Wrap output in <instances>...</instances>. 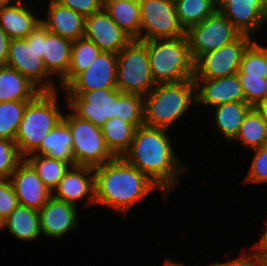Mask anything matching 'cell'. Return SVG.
Segmentation results:
<instances>
[{"instance_id": "obj_1", "label": "cell", "mask_w": 267, "mask_h": 266, "mask_svg": "<svg viewBox=\"0 0 267 266\" xmlns=\"http://www.w3.org/2000/svg\"><path fill=\"white\" fill-rule=\"evenodd\" d=\"M167 131L145 124L137 127L130 148L122 156L162 189L164 199L187 170L176 157Z\"/></svg>"}, {"instance_id": "obj_2", "label": "cell", "mask_w": 267, "mask_h": 266, "mask_svg": "<svg viewBox=\"0 0 267 266\" xmlns=\"http://www.w3.org/2000/svg\"><path fill=\"white\" fill-rule=\"evenodd\" d=\"M95 205H104L126 215L155 190L162 189L123 157L94 168Z\"/></svg>"}, {"instance_id": "obj_3", "label": "cell", "mask_w": 267, "mask_h": 266, "mask_svg": "<svg viewBox=\"0 0 267 266\" xmlns=\"http://www.w3.org/2000/svg\"><path fill=\"white\" fill-rule=\"evenodd\" d=\"M58 93L40 92L27 104L14 139L23 158L33 154L48 133L63 120L64 114L58 109Z\"/></svg>"}, {"instance_id": "obj_4", "label": "cell", "mask_w": 267, "mask_h": 266, "mask_svg": "<svg viewBox=\"0 0 267 266\" xmlns=\"http://www.w3.org/2000/svg\"><path fill=\"white\" fill-rule=\"evenodd\" d=\"M192 103H196L194 79L156 84L154 89L144 96V124L168 129L187 113Z\"/></svg>"}, {"instance_id": "obj_5", "label": "cell", "mask_w": 267, "mask_h": 266, "mask_svg": "<svg viewBox=\"0 0 267 266\" xmlns=\"http://www.w3.org/2000/svg\"><path fill=\"white\" fill-rule=\"evenodd\" d=\"M156 84L177 83L194 79V61L187 36L143 41Z\"/></svg>"}, {"instance_id": "obj_6", "label": "cell", "mask_w": 267, "mask_h": 266, "mask_svg": "<svg viewBox=\"0 0 267 266\" xmlns=\"http://www.w3.org/2000/svg\"><path fill=\"white\" fill-rule=\"evenodd\" d=\"M116 86L123 93L148 95L156 86L143 41L132 40L117 54Z\"/></svg>"}, {"instance_id": "obj_7", "label": "cell", "mask_w": 267, "mask_h": 266, "mask_svg": "<svg viewBox=\"0 0 267 266\" xmlns=\"http://www.w3.org/2000/svg\"><path fill=\"white\" fill-rule=\"evenodd\" d=\"M63 121L71 131L74 165L95 168L115 158L105 143L100 127L78 117L71 110L63 115Z\"/></svg>"}, {"instance_id": "obj_8", "label": "cell", "mask_w": 267, "mask_h": 266, "mask_svg": "<svg viewBox=\"0 0 267 266\" xmlns=\"http://www.w3.org/2000/svg\"><path fill=\"white\" fill-rule=\"evenodd\" d=\"M139 41L172 39L186 35L178 21L174 0H140Z\"/></svg>"}, {"instance_id": "obj_9", "label": "cell", "mask_w": 267, "mask_h": 266, "mask_svg": "<svg viewBox=\"0 0 267 266\" xmlns=\"http://www.w3.org/2000/svg\"><path fill=\"white\" fill-rule=\"evenodd\" d=\"M240 35L234 25L218 10L186 31L194 63L202 55L235 41Z\"/></svg>"}, {"instance_id": "obj_10", "label": "cell", "mask_w": 267, "mask_h": 266, "mask_svg": "<svg viewBox=\"0 0 267 266\" xmlns=\"http://www.w3.org/2000/svg\"><path fill=\"white\" fill-rule=\"evenodd\" d=\"M241 34L235 41L202 55L194 63V79H217L238 73L242 57L253 42Z\"/></svg>"}, {"instance_id": "obj_11", "label": "cell", "mask_w": 267, "mask_h": 266, "mask_svg": "<svg viewBox=\"0 0 267 266\" xmlns=\"http://www.w3.org/2000/svg\"><path fill=\"white\" fill-rule=\"evenodd\" d=\"M68 108L78 117L102 127L108 119L118 117V89L105 88L89 92H67Z\"/></svg>"}, {"instance_id": "obj_12", "label": "cell", "mask_w": 267, "mask_h": 266, "mask_svg": "<svg viewBox=\"0 0 267 266\" xmlns=\"http://www.w3.org/2000/svg\"><path fill=\"white\" fill-rule=\"evenodd\" d=\"M6 66L19 71L41 92L57 91L43 60L25 38L11 39Z\"/></svg>"}, {"instance_id": "obj_13", "label": "cell", "mask_w": 267, "mask_h": 266, "mask_svg": "<svg viewBox=\"0 0 267 266\" xmlns=\"http://www.w3.org/2000/svg\"><path fill=\"white\" fill-rule=\"evenodd\" d=\"M117 54L100 52L89 67L79 73L63 90L89 92L116 86Z\"/></svg>"}, {"instance_id": "obj_14", "label": "cell", "mask_w": 267, "mask_h": 266, "mask_svg": "<svg viewBox=\"0 0 267 266\" xmlns=\"http://www.w3.org/2000/svg\"><path fill=\"white\" fill-rule=\"evenodd\" d=\"M83 37L95 43L101 52L116 54L132 41L104 8L85 18Z\"/></svg>"}, {"instance_id": "obj_15", "label": "cell", "mask_w": 267, "mask_h": 266, "mask_svg": "<svg viewBox=\"0 0 267 266\" xmlns=\"http://www.w3.org/2000/svg\"><path fill=\"white\" fill-rule=\"evenodd\" d=\"M220 11L241 33L253 36L267 20V0H217Z\"/></svg>"}, {"instance_id": "obj_16", "label": "cell", "mask_w": 267, "mask_h": 266, "mask_svg": "<svg viewBox=\"0 0 267 266\" xmlns=\"http://www.w3.org/2000/svg\"><path fill=\"white\" fill-rule=\"evenodd\" d=\"M52 196L75 206L78 200L87 198L84 207L95 205L94 168L81 165L70 166Z\"/></svg>"}, {"instance_id": "obj_17", "label": "cell", "mask_w": 267, "mask_h": 266, "mask_svg": "<svg viewBox=\"0 0 267 266\" xmlns=\"http://www.w3.org/2000/svg\"><path fill=\"white\" fill-rule=\"evenodd\" d=\"M10 181L19 204L26 207L39 211L52 197V192L25 158L13 171Z\"/></svg>"}, {"instance_id": "obj_18", "label": "cell", "mask_w": 267, "mask_h": 266, "mask_svg": "<svg viewBox=\"0 0 267 266\" xmlns=\"http://www.w3.org/2000/svg\"><path fill=\"white\" fill-rule=\"evenodd\" d=\"M196 105L216 107L221 104L245 101V94L238 74L217 79H194ZM201 84H203L201 88Z\"/></svg>"}, {"instance_id": "obj_19", "label": "cell", "mask_w": 267, "mask_h": 266, "mask_svg": "<svg viewBox=\"0 0 267 266\" xmlns=\"http://www.w3.org/2000/svg\"><path fill=\"white\" fill-rule=\"evenodd\" d=\"M76 206L55 199L53 196L39 210L41 234L60 238L77 227Z\"/></svg>"}, {"instance_id": "obj_20", "label": "cell", "mask_w": 267, "mask_h": 266, "mask_svg": "<svg viewBox=\"0 0 267 266\" xmlns=\"http://www.w3.org/2000/svg\"><path fill=\"white\" fill-rule=\"evenodd\" d=\"M49 1L47 17L41 19L47 30L71 41L83 38L85 18L56 0Z\"/></svg>"}, {"instance_id": "obj_21", "label": "cell", "mask_w": 267, "mask_h": 266, "mask_svg": "<svg viewBox=\"0 0 267 266\" xmlns=\"http://www.w3.org/2000/svg\"><path fill=\"white\" fill-rule=\"evenodd\" d=\"M27 7L23 0H11L0 7V27L10 39L27 37L41 23Z\"/></svg>"}, {"instance_id": "obj_22", "label": "cell", "mask_w": 267, "mask_h": 266, "mask_svg": "<svg viewBox=\"0 0 267 266\" xmlns=\"http://www.w3.org/2000/svg\"><path fill=\"white\" fill-rule=\"evenodd\" d=\"M73 41L51 33L43 25V63L50 75H60V81L67 75L71 61Z\"/></svg>"}, {"instance_id": "obj_23", "label": "cell", "mask_w": 267, "mask_h": 266, "mask_svg": "<svg viewBox=\"0 0 267 266\" xmlns=\"http://www.w3.org/2000/svg\"><path fill=\"white\" fill-rule=\"evenodd\" d=\"M40 92L16 69L0 66V102L31 101Z\"/></svg>"}, {"instance_id": "obj_24", "label": "cell", "mask_w": 267, "mask_h": 266, "mask_svg": "<svg viewBox=\"0 0 267 266\" xmlns=\"http://www.w3.org/2000/svg\"><path fill=\"white\" fill-rule=\"evenodd\" d=\"M104 10L111 19L132 39L140 37V2L104 0Z\"/></svg>"}, {"instance_id": "obj_25", "label": "cell", "mask_w": 267, "mask_h": 266, "mask_svg": "<svg viewBox=\"0 0 267 266\" xmlns=\"http://www.w3.org/2000/svg\"><path fill=\"white\" fill-rule=\"evenodd\" d=\"M33 154L46 155L74 166L72 135L68 125L62 120L48 133L41 146Z\"/></svg>"}, {"instance_id": "obj_26", "label": "cell", "mask_w": 267, "mask_h": 266, "mask_svg": "<svg viewBox=\"0 0 267 266\" xmlns=\"http://www.w3.org/2000/svg\"><path fill=\"white\" fill-rule=\"evenodd\" d=\"M17 239L35 240L41 234L39 211L19 204L3 221Z\"/></svg>"}, {"instance_id": "obj_27", "label": "cell", "mask_w": 267, "mask_h": 266, "mask_svg": "<svg viewBox=\"0 0 267 266\" xmlns=\"http://www.w3.org/2000/svg\"><path fill=\"white\" fill-rule=\"evenodd\" d=\"M215 108L216 129L226 140L233 141L247 113L253 108L245 101L218 105Z\"/></svg>"}, {"instance_id": "obj_28", "label": "cell", "mask_w": 267, "mask_h": 266, "mask_svg": "<svg viewBox=\"0 0 267 266\" xmlns=\"http://www.w3.org/2000/svg\"><path fill=\"white\" fill-rule=\"evenodd\" d=\"M105 143L115 157H122L130 148L136 127L125 120L114 117L101 127Z\"/></svg>"}, {"instance_id": "obj_29", "label": "cell", "mask_w": 267, "mask_h": 266, "mask_svg": "<svg viewBox=\"0 0 267 266\" xmlns=\"http://www.w3.org/2000/svg\"><path fill=\"white\" fill-rule=\"evenodd\" d=\"M178 21L187 31L218 10L217 0H174Z\"/></svg>"}, {"instance_id": "obj_30", "label": "cell", "mask_w": 267, "mask_h": 266, "mask_svg": "<svg viewBox=\"0 0 267 266\" xmlns=\"http://www.w3.org/2000/svg\"><path fill=\"white\" fill-rule=\"evenodd\" d=\"M100 52L95 43L84 37L73 41L69 71L59 83L61 88L64 89L79 73L86 70Z\"/></svg>"}, {"instance_id": "obj_31", "label": "cell", "mask_w": 267, "mask_h": 266, "mask_svg": "<svg viewBox=\"0 0 267 266\" xmlns=\"http://www.w3.org/2000/svg\"><path fill=\"white\" fill-rule=\"evenodd\" d=\"M235 140L252 150L267 145V122L256 107L245 116Z\"/></svg>"}, {"instance_id": "obj_32", "label": "cell", "mask_w": 267, "mask_h": 266, "mask_svg": "<svg viewBox=\"0 0 267 266\" xmlns=\"http://www.w3.org/2000/svg\"><path fill=\"white\" fill-rule=\"evenodd\" d=\"M25 159L32 165L40 179L52 193L70 168L67 162L49 158L46 155L30 154Z\"/></svg>"}, {"instance_id": "obj_33", "label": "cell", "mask_w": 267, "mask_h": 266, "mask_svg": "<svg viewBox=\"0 0 267 266\" xmlns=\"http://www.w3.org/2000/svg\"><path fill=\"white\" fill-rule=\"evenodd\" d=\"M29 101L0 102V138L14 141Z\"/></svg>"}, {"instance_id": "obj_34", "label": "cell", "mask_w": 267, "mask_h": 266, "mask_svg": "<svg viewBox=\"0 0 267 266\" xmlns=\"http://www.w3.org/2000/svg\"><path fill=\"white\" fill-rule=\"evenodd\" d=\"M237 74L267 78V47L253 41L243 54Z\"/></svg>"}, {"instance_id": "obj_35", "label": "cell", "mask_w": 267, "mask_h": 266, "mask_svg": "<svg viewBox=\"0 0 267 266\" xmlns=\"http://www.w3.org/2000/svg\"><path fill=\"white\" fill-rule=\"evenodd\" d=\"M118 117L136 128L144 125V96L118 89Z\"/></svg>"}, {"instance_id": "obj_36", "label": "cell", "mask_w": 267, "mask_h": 266, "mask_svg": "<svg viewBox=\"0 0 267 266\" xmlns=\"http://www.w3.org/2000/svg\"><path fill=\"white\" fill-rule=\"evenodd\" d=\"M23 159L15 141L0 138V179H10Z\"/></svg>"}, {"instance_id": "obj_37", "label": "cell", "mask_w": 267, "mask_h": 266, "mask_svg": "<svg viewBox=\"0 0 267 266\" xmlns=\"http://www.w3.org/2000/svg\"><path fill=\"white\" fill-rule=\"evenodd\" d=\"M238 77L245 94V102L250 106L256 107L267 98V78L247 77V75Z\"/></svg>"}, {"instance_id": "obj_38", "label": "cell", "mask_w": 267, "mask_h": 266, "mask_svg": "<svg viewBox=\"0 0 267 266\" xmlns=\"http://www.w3.org/2000/svg\"><path fill=\"white\" fill-rule=\"evenodd\" d=\"M255 155L245 183H267V145L253 149Z\"/></svg>"}, {"instance_id": "obj_39", "label": "cell", "mask_w": 267, "mask_h": 266, "mask_svg": "<svg viewBox=\"0 0 267 266\" xmlns=\"http://www.w3.org/2000/svg\"><path fill=\"white\" fill-rule=\"evenodd\" d=\"M18 205L10 179H0V219L4 221Z\"/></svg>"}, {"instance_id": "obj_40", "label": "cell", "mask_w": 267, "mask_h": 266, "mask_svg": "<svg viewBox=\"0 0 267 266\" xmlns=\"http://www.w3.org/2000/svg\"><path fill=\"white\" fill-rule=\"evenodd\" d=\"M62 6H65L84 18L103 9L104 0H56Z\"/></svg>"}, {"instance_id": "obj_41", "label": "cell", "mask_w": 267, "mask_h": 266, "mask_svg": "<svg viewBox=\"0 0 267 266\" xmlns=\"http://www.w3.org/2000/svg\"><path fill=\"white\" fill-rule=\"evenodd\" d=\"M251 251L247 254H241L239 258H235L227 262H216L208 266H261V247L256 243L251 246Z\"/></svg>"}, {"instance_id": "obj_42", "label": "cell", "mask_w": 267, "mask_h": 266, "mask_svg": "<svg viewBox=\"0 0 267 266\" xmlns=\"http://www.w3.org/2000/svg\"><path fill=\"white\" fill-rule=\"evenodd\" d=\"M25 39L28 45H32L33 49L38 53V56L43 58V24L39 23Z\"/></svg>"}, {"instance_id": "obj_43", "label": "cell", "mask_w": 267, "mask_h": 266, "mask_svg": "<svg viewBox=\"0 0 267 266\" xmlns=\"http://www.w3.org/2000/svg\"><path fill=\"white\" fill-rule=\"evenodd\" d=\"M11 39L0 27V66H6Z\"/></svg>"}, {"instance_id": "obj_44", "label": "cell", "mask_w": 267, "mask_h": 266, "mask_svg": "<svg viewBox=\"0 0 267 266\" xmlns=\"http://www.w3.org/2000/svg\"><path fill=\"white\" fill-rule=\"evenodd\" d=\"M256 108L262 114L263 119L267 122V98L256 106Z\"/></svg>"}, {"instance_id": "obj_45", "label": "cell", "mask_w": 267, "mask_h": 266, "mask_svg": "<svg viewBox=\"0 0 267 266\" xmlns=\"http://www.w3.org/2000/svg\"><path fill=\"white\" fill-rule=\"evenodd\" d=\"M265 232L262 235V238L258 240L257 244L267 253V220H266V228Z\"/></svg>"}, {"instance_id": "obj_46", "label": "cell", "mask_w": 267, "mask_h": 266, "mask_svg": "<svg viewBox=\"0 0 267 266\" xmlns=\"http://www.w3.org/2000/svg\"><path fill=\"white\" fill-rule=\"evenodd\" d=\"M163 266H185V265L182 263L175 262V261L173 262L170 259H166Z\"/></svg>"}, {"instance_id": "obj_47", "label": "cell", "mask_w": 267, "mask_h": 266, "mask_svg": "<svg viewBox=\"0 0 267 266\" xmlns=\"http://www.w3.org/2000/svg\"><path fill=\"white\" fill-rule=\"evenodd\" d=\"M261 266H267V253L261 248Z\"/></svg>"}, {"instance_id": "obj_48", "label": "cell", "mask_w": 267, "mask_h": 266, "mask_svg": "<svg viewBox=\"0 0 267 266\" xmlns=\"http://www.w3.org/2000/svg\"><path fill=\"white\" fill-rule=\"evenodd\" d=\"M11 0H0V7L4 4H7L8 2H10Z\"/></svg>"}, {"instance_id": "obj_49", "label": "cell", "mask_w": 267, "mask_h": 266, "mask_svg": "<svg viewBox=\"0 0 267 266\" xmlns=\"http://www.w3.org/2000/svg\"><path fill=\"white\" fill-rule=\"evenodd\" d=\"M3 228V220L0 219V229Z\"/></svg>"}, {"instance_id": "obj_50", "label": "cell", "mask_w": 267, "mask_h": 266, "mask_svg": "<svg viewBox=\"0 0 267 266\" xmlns=\"http://www.w3.org/2000/svg\"><path fill=\"white\" fill-rule=\"evenodd\" d=\"M119 1H140V0H119Z\"/></svg>"}]
</instances>
